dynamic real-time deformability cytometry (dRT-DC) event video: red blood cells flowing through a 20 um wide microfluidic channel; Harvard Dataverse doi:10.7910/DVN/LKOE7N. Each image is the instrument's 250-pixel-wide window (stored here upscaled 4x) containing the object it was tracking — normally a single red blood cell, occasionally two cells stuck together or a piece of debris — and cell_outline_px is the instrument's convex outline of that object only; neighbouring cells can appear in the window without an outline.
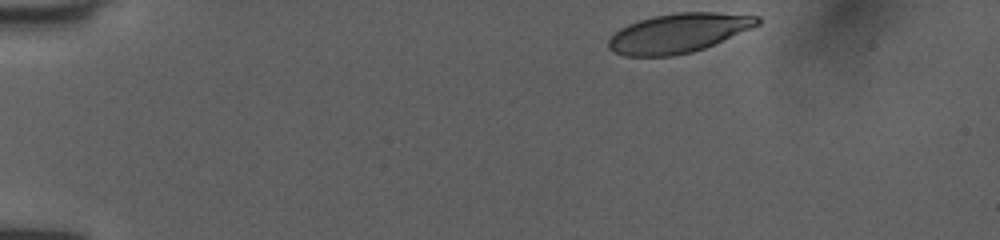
{"species": "human", "species_latin": "Homo sapiens", "temperature_condition": "room temperature", "stored_images_in_passage": 38, "camera_frame_rate_fps": 3000, "um_per_image_px": 0.085, "donor": {"sex": "female"}, "frame": {"image": 1, "passage_image": 1, "time_ms": 0.0, "image_size_px": [1000, 240], "cell_outline_px": [[760, 24], [752, 28], [704, 48], [692, 52], [672, 56], [624, 56], [612, 52], [608, 48], [608, 40], [620, 28], [628, 24], [640, 20], [656, 16], [676, 12], [716, 12], [760, 16]], "centroid_in_image_um": [57.66, 2.81], "position_along_channel_um": 27.3, "area_um2": 33.99}}
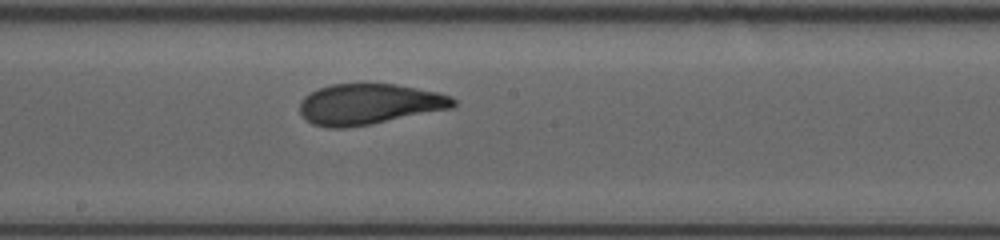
{"frame": {"image": 2, "passage_image": 22, "time_ms": 7.0, "image_size_px": [1000, 240], "cell_outline_px": [[456, 104], [452, 108], [372, 124], [344, 128], [328, 128], [312, 124], [300, 112], [300, 100], [304, 96], [320, 88], [332, 84], [396, 84], [436, 92], [452, 96], [456, 100]], "centroid_in_image_um": [31.38, 8.86], "position_along_channel_um": 216.8, "area_um2": 36.3}}
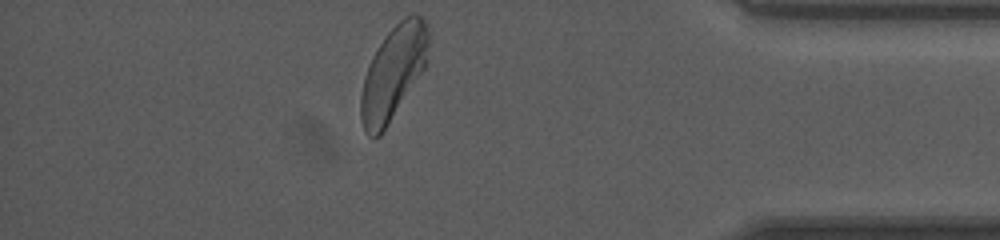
{"frame": {"image": 3, "passage_image": 38, "time_ms": 12.333, "image_size_px": [1000, 240], "cell_outline_px": [[428, 60], [424, 68], [380, 136], [368, 136], [364, 128], [360, 116], [360, 96], [364, 76], [368, 64], [372, 56], [384, 36], [404, 16], [412, 12], [416, 12], [424, 20], [428, 32]], "centroid_in_image_um": [33.41, 6.14], "position_along_channel_um": 401.8, "area_um2": 36.59}, "authors_computed_cell_mechanics": {"area_um2": 36.5007, "velocity_mm_per_s": 4.0198, "shape_relaxation_time_tau1_ms": 4.6412, "shape_relaxation_time_tau2_ms": 0.8824, "deformation_change_tau1": 0.1774, "deformation_change_tau2": 0.0737}}